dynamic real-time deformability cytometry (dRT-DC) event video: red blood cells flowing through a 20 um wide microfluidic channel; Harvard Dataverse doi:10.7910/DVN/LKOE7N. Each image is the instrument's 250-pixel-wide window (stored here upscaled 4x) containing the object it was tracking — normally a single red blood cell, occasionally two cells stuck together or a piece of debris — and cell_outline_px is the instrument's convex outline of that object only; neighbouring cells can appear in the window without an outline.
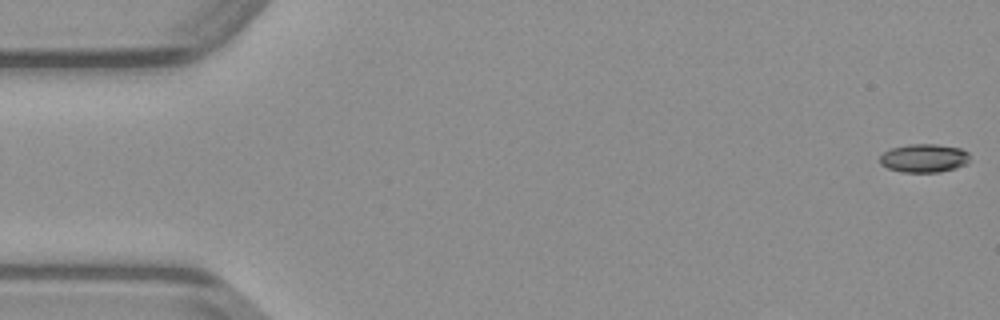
{"species": "common noctule bat (a hibernating species)", "species_latin": "Nyctalus noctula", "temperature_condition": "warm", "stored_images_in_passage": 15, "camera_frame_rate_fps": 3000, "um_per_image_px": 0.085, "animal": {"sex": "male", "body_mass_g": 23.1, "forearm_length_mm": 52.7}, "frame": {"image": 1, "passage_image": 1, "time_ms": 0.0, "image_size_px": [1000, 320], "cell_outline_px": [[968, 164], [956, 168], [940, 172], [900, 172], [888, 168], [880, 164], [880, 156], [884, 152], [892, 148], [908, 144], [936, 144], [960, 148], [968, 152]], "centroid_in_image_um": [78.54, 13.45], "position_along_channel_um": 6.5, "area_um2": 14.97}}